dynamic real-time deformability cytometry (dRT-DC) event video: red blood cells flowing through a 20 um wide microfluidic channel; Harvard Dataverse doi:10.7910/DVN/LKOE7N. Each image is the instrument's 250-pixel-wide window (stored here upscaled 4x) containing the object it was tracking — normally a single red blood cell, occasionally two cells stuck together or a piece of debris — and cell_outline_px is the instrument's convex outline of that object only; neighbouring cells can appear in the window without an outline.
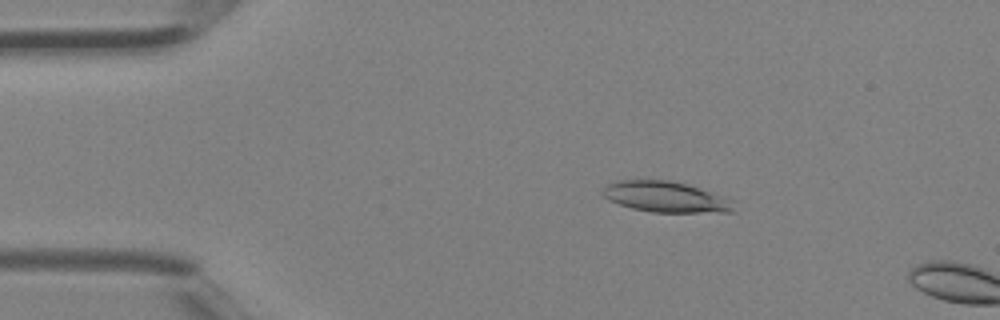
{"species": "Egyptian fruit bat (a non-hibernating species)", "species_latin": "Rousettus aegyptiacus", "temperature_condition": "room temperature", "stored_images_in_passage": 9, "camera_frame_rate_fps": 3000, "um_per_image_px": 0.085, "animal": {"sex": "female"}, "frame": {"image": 1, "passage_image": 7, "time_ms": 2.0, "image_size_px": [1000, 320], "cell_outline_px": [[736, 212], [652, 212], [632, 208], [608, 200], [600, 192], [608, 184], [620, 180], [668, 180], [684, 184], [736, 200]], "centroid_in_image_um": [56.63, 16.75], "position_along_channel_um": 28.4, "area_um2": 23.47}}